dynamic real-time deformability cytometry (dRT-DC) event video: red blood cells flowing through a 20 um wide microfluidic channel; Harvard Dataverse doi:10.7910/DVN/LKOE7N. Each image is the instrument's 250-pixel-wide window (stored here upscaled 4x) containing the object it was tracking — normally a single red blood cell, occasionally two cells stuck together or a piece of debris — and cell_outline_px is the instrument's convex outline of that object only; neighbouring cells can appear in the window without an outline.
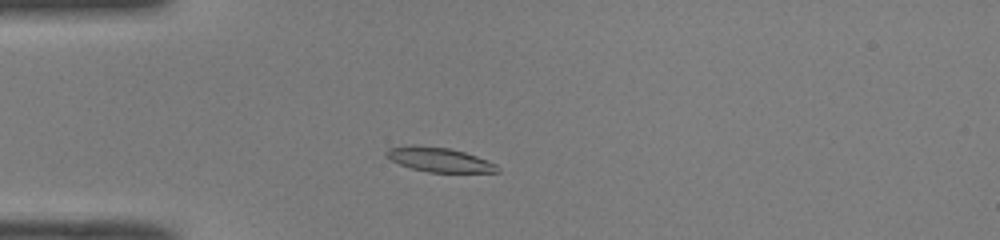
{"species": "common noctule bat (a hibernating species)", "species_latin": "Nyctalus noctula", "temperature_condition": "room temperature", "stored_images_in_passage": 44, "camera_frame_rate_fps": 3000, "um_per_image_px": 0.085, "animal": {"sex": "male", "body_mass_g": 19.0, "forearm_length_mm": 50.8}, "frame": {"image": 1, "passage_image": 8, "time_ms": 2.333, "image_size_px": [1000, 240], "cell_outline_px": [[500, 172], [428, 172], [412, 168], [400, 164], [384, 156], [384, 152], [388, 148], [412, 144], [448, 148], [464, 152], [476, 156], [496, 164]], "centroid_in_image_um": [37.28, 13.56], "position_along_channel_um": 47.7, "area_um2": 15.72}}
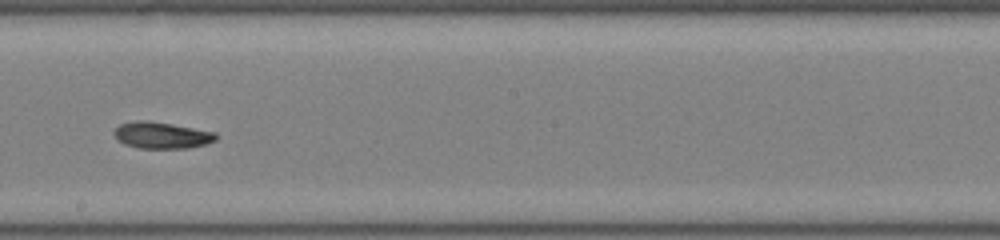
{"frame": {"image": 2, "passage_image": 23, "time_ms": 7.333, "image_size_px": [1000, 240], "cell_outline_px": [[216, 140], [204, 144], [188, 148], [140, 148], [124, 144], [116, 140], [112, 132], [120, 124], [136, 120], [144, 120], [172, 124], [216, 132]], "centroid_in_image_um": [13.7, 11.49], "position_along_channel_um": 234.5, "area_um2": 15.72}}
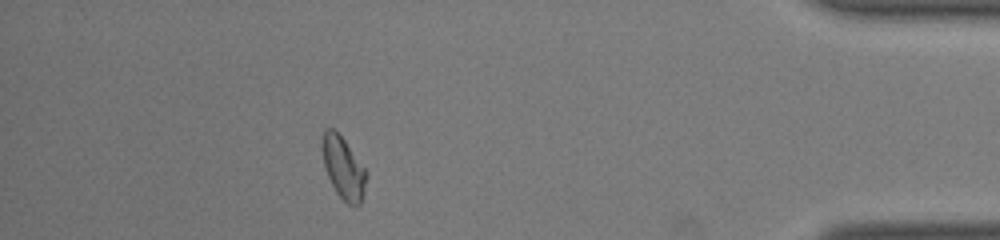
{"frame": {"image": 3, "passage_image": 39, "time_ms": 12.667, "image_size_px": [1000, 240], "cell_outline_px": [[368, 176], [364, 196], [360, 204], [356, 208], [352, 208], [336, 192], [328, 176], [324, 164], [320, 144], [324, 128], [332, 128], [344, 140], [364, 168]], "centroid_in_image_um": [29.19, 14.31], "position_along_channel_um": 406.0, "area_um2": 16.07}, "authors_computed_cell_mechanics": {"area_um2": 15.6927, "velocity_mm_per_s": 4.0716, "shape_relaxation_time_tau1_ms": 3.8757, "shape_relaxation_time_tau2_ms": 9.8646, "deformation_change_tau1": 0.1643, "deformation_change_tau2": 0.1955}}